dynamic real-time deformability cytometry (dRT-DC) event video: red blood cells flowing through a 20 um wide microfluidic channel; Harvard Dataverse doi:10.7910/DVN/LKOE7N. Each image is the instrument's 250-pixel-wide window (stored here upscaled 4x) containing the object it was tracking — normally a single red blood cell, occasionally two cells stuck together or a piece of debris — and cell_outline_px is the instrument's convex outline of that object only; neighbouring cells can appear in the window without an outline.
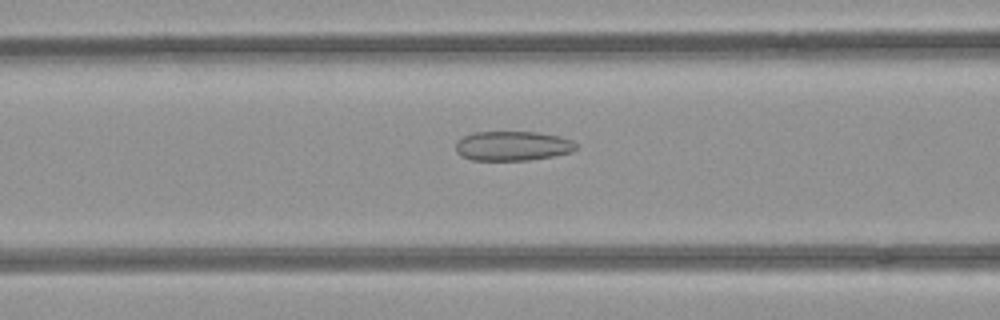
{"species": "common noctule bat (a hibernating species)", "species_latin": "Nyctalus noctula", "temperature_condition": "room temperature", "stored_images_in_passage": 52, "camera_frame_rate_fps": 3000, "um_per_image_px": 0.085, "animal": {"sex": "female", "body_mass_g": 21.9}, "frame": {"image": 1, "passage_image": 21, "time_ms": 6.667, "image_size_px": [1000, 320], "cell_outline_px": [[576, 148], [572, 152], [552, 156], [528, 160], [472, 160], [460, 156], [456, 152], [456, 140], [472, 132], [536, 132], [560, 136], [572, 140], [576, 144]], "centroid_in_image_um": [43.54, 12.4], "position_along_channel_um": 123.1, "area_um2": 20.81}}
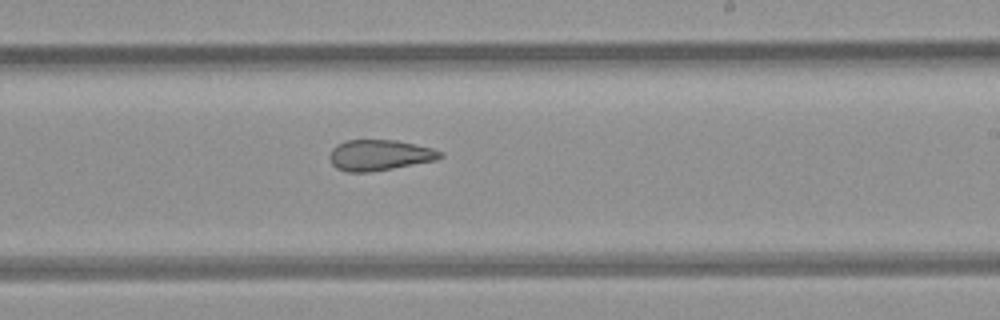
{"frame": {"image": 2, "passage_image": 31, "time_ms": 10.0, "image_size_px": [1000, 320], "cell_outline_px": [[444, 156], [436, 160], [392, 168], [368, 172], [348, 172], [336, 168], [332, 164], [328, 156], [332, 148], [336, 144], [344, 140], [396, 140], [432, 148], [444, 152]], "centroid_in_image_um": [32.24, 13.18], "position_along_channel_um": 256.8, "area_um2": 19.88}}
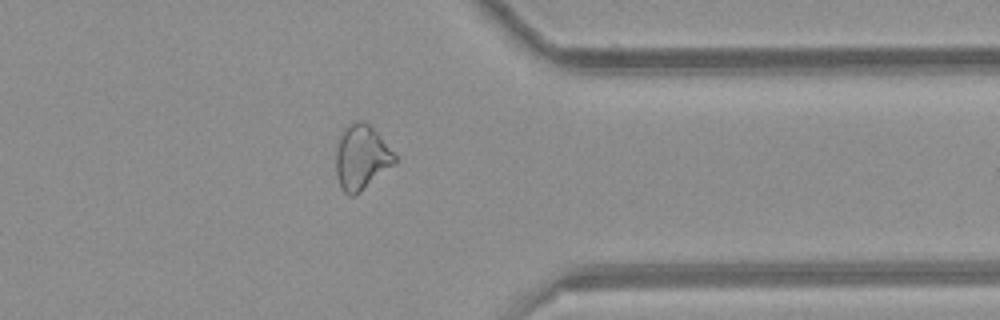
{"frame": {"image": 3, "passage_image": 41, "time_ms": 13.333, "image_size_px": [1000, 320], "cell_outline_px": [[396, 164], [356, 196], [348, 196], [340, 188], [336, 176], [336, 152], [340, 132], [352, 120], [364, 120], [380, 136], [396, 156]], "centroid_in_image_um": [30.7, 13.4], "position_along_channel_um": 380.7, "area_um2": 22.6}, "authors_computed_cell_mechanics": {"area_um2": 23.7558, "velocity_mm_per_s": 4.0149, "shape_relaxation_time_tau1_ms": null, "shape_relaxation_time_tau2_ms": 3.1606, "deformation_change_tau1": null, "deformation_change_tau2": 0.1142}}